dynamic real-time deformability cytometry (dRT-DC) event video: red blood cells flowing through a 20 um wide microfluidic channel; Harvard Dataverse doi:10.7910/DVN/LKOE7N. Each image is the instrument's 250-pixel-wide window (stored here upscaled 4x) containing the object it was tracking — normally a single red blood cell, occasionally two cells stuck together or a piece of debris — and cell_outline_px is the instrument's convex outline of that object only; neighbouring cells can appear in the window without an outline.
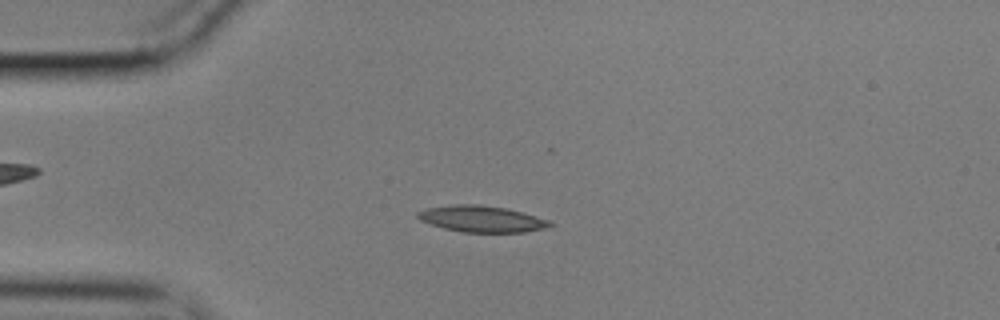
{"species": "common noctule bat (a hibernating species)", "species_latin": "Nyctalus noctula", "temperature_condition": "cold", "stored_images_in_passage": 55, "camera_frame_rate_fps": 3000, "um_per_image_px": 0.085, "animal": {"sex": "male", "body_mass_g": 17.9}, "frame": {"image": 1, "passage_image": 13, "time_ms": 4.0, "image_size_px": [1000, 320], "cell_outline_px": [[556, 224], [544, 228], [524, 232], [460, 232], [444, 228], [420, 220], [416, 216], [416, 212], [424, 208], [456, 204], [480, 204], [504, 208], [536, 216], [548, 220]], "centroid_in_image_um": [40.9, 18.6], "position_along_channel_um": 44.1, "area_um2": 20.23}}
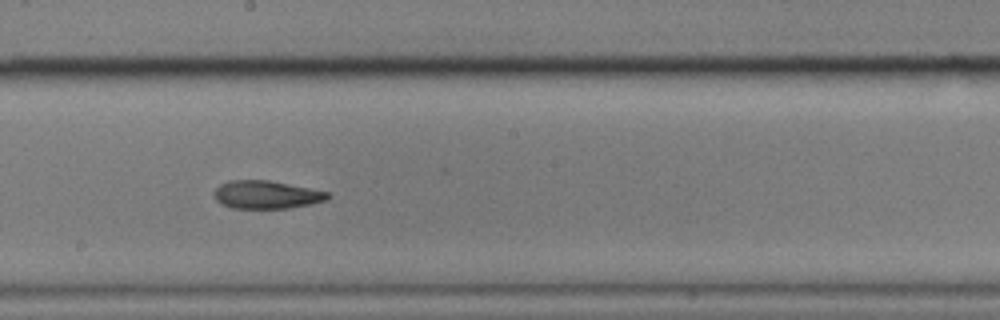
{"frame": {"image": 2, "passage_image": 30, "time_ms": 9.667, "image_size_px": [1000, 320], "cell_outline_px": [[332, 196], [328, 200], [312, 204], [288, 208], [232, 208], [220, 204], [216, 200], [212, 192], [220, 184], [228, 180], [268, 180], [328, 192]], "centroid_in_image_um": [22.62, 16.55], "position_along_channel_um": 225.6, "area_um2": 18.67}}
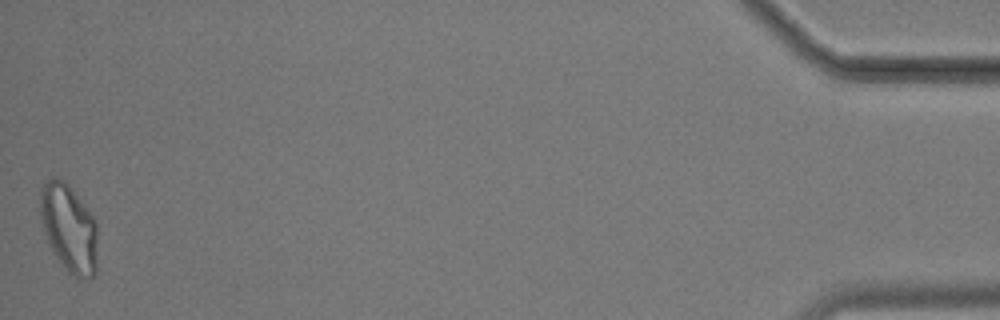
{"frame": {"image": 3, "passage_image": 55, "time_ms": 18.0, "image_size_px": [1000, 320], "cell_outline_px": [[96, 272], [92, 276], [80, 280], [72, 276], [60, 264], [52, 252], [48, 244], [40, 220], [40, 192], [44, 184], [52, 176], [60, 176], [72, 188], [96, 220]], "centroid_in_image_um": [5.83, 19.39], "position_along_channel_um": 429.4, "area_um2": 29.82}, "authors_computed_cell_mechanics": {"area_um2": 19.5364, "velocity_mm_per_s": 3.5425, "shape_relaxation_time_tau1_ms": null, "shape_relaxation_time_tau2_ms": 6.2081, "deformation_change_tau1": null, "deformation_change_tau2": 0.1379}}